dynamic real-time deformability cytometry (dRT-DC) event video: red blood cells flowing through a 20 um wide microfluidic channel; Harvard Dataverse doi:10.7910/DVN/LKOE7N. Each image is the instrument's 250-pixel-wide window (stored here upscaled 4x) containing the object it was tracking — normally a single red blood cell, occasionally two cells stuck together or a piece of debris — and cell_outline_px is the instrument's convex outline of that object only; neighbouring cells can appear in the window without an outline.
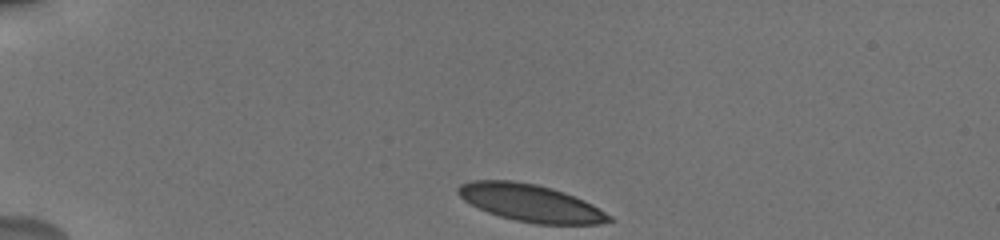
{"species": "human", "species_latin": "Homo sapiens", "temperature_condition": "cold", "stored_images_in_passage": 34, "camera_frame_rate_fps": 3000, "um_per_image_px": 0.085, "donor": {"sex": "male"}, "frame": {"image": 1, "passage_image": 1, "time_ms": 0.0, "image_size_px": [1000, 240], "cell_outline_px": [[616, 220], [596, 224], [536, 224], [516, 220], [500, 216], [488, 212], [464, 200], [456, 192], [456, 188], [460, 184], [472, 180], [512, 180], [536, 184], [552, 188], [564, 192], [584, 200], [592, 204], [612, 216]], "centroid_in_image_um": [45.11, 17.24], "position_along_channel_um": 39.9, "area_um2": 32.71}}
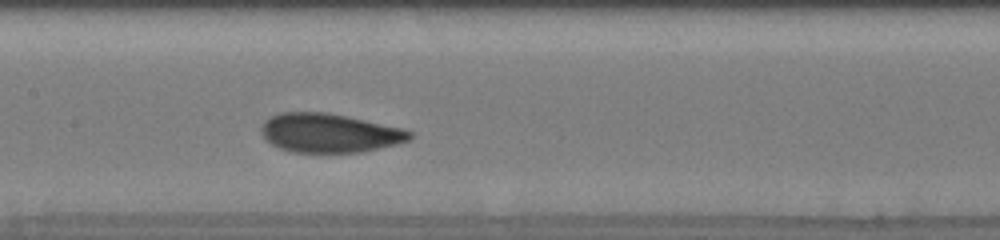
{"frame": {"image": 2, "passage_image": 14, "time_ms": 5.333, "image_size_px": [1000, 240], "cell_outline_px": [[412, 136], [408, 140], [396, 144], [360, 152], [292, 152], [280, 148], [272, 144], [264, 136], [260, 128], [264, 120], [280, 112], [328, 112], [404, 128], [412, 132]], "centroid_in_image_um": [28.0, 11.29], "position_along_channel_um": 179.4, "area_um2": 33.58}}
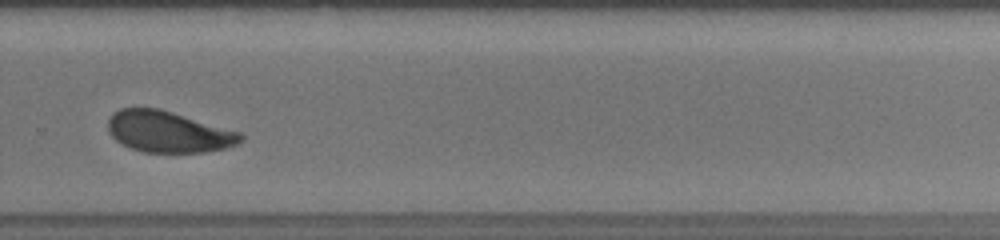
{"frame": {"image": 3, "passage_image": 23, "time_ms": 9.0, "image_size_px": [1000, 240], "cell_outline_px": [[244, 140], [236, 144], [224, 148], [204, 152], [144, 152], [132, 148], [116, 140], [108, 132], [108, 120], [112, 112], [120, 108], [160, 108], [244, 132]], "centroid_in_image_um": [14.35, 11.18], "position_along_channel_um": 315.4, "area_um2": 32.19}, "authors_computed_cell_mechanics": {"area_um2": 33.0327, "velocity_mm_per_s": 3.7266, "shape_relaxation_time_tau1_ms": 2.334, "shape_relaxation_time_tau2_ms": null, "deformation_change_tau1": 0.0953, "deformation_change_tau2": null}}